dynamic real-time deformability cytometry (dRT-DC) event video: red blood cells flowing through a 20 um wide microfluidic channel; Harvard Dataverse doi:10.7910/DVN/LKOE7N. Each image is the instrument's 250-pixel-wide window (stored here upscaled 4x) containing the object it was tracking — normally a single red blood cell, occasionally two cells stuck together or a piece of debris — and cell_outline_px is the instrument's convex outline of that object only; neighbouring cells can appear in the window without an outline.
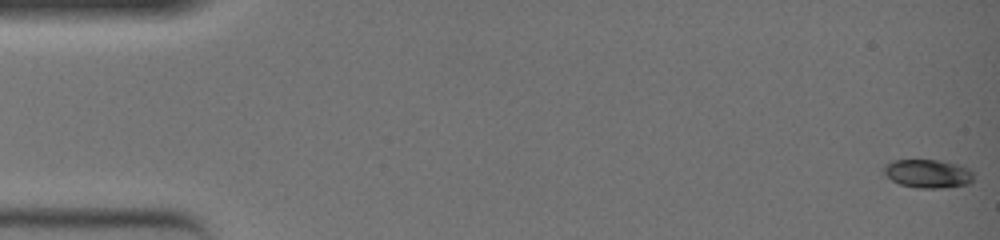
{"species": "common noctule bat (a hibernating species)", "species_latin": "Nyctalus noctula", "temperature_condition": "warm", "stored_images_in_passage": 51, "camera_frame_rate_fps": 3000, "um_per_image_px": 0.085, "animal": {"sex": "female", "body_mass_g": 19.0, "forearm_length_mm": 51.5}, "frame": {"image": 1, "passage_image": 1, "time_ms": 0.0, "image_size_px": [1000, 240], "cell_outline_px": [[972, 180], [968, 184], [944, 188], [916, 188], [900, 184], [892, 180], [884, 172], [884, 164], [892, 160], [940, 160], [964, 164], [972, 172]], "centroid_in_image_um": [78.89, 14.74], "position_along_channel_um": 6.1, "area_um2": 15.09}}
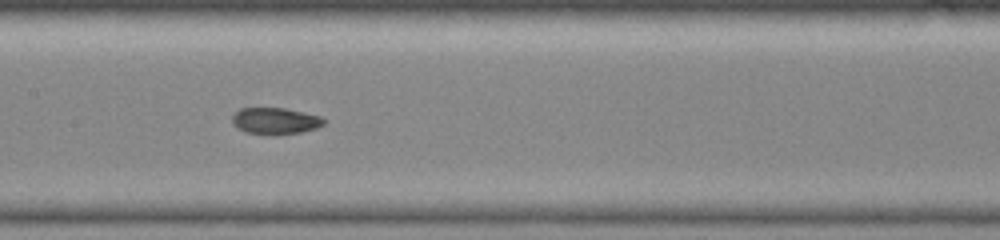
{"frame": {"image": 2, "passage_image": 27, "time_ms": 8.667, "image_size_px": [1000, 240], "cell_outline_px": [[324, 124], [316, 128], [300, 132], [276, 136], [244, 132], [236, 128], [232, 124], [232, 116], [240, 108], [284, 108], [304, 112], [320, 116], [324, 120]], "centroid_in_image_um": [23.36, 10.29], "position_along_channel_um": 184.0, "area_um2": 14.39}}
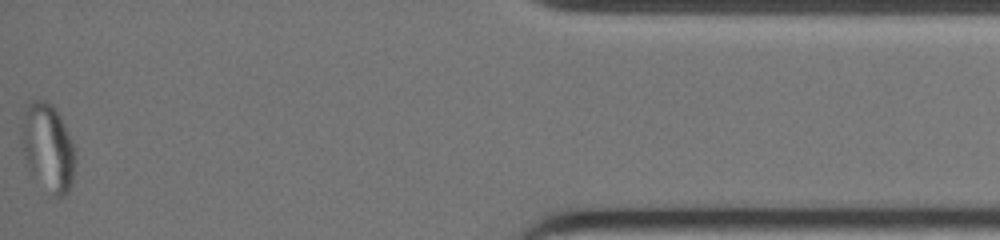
{"frame": {"image": 3, "passage_image": 51, "time_ms": 16.667, "image_size_px": [1000, 240], "cell_outline_px": [[72, 180], [68, 188], [60, 196], [56, 196], [32, 108], [32, 104], [48, 104], [56, 112], [64, 128], [72, 148]], "centroid_in_image_um": [4.65, 12.47], "position_along_channel_um": 430.5, "area_um2": 15.26}}